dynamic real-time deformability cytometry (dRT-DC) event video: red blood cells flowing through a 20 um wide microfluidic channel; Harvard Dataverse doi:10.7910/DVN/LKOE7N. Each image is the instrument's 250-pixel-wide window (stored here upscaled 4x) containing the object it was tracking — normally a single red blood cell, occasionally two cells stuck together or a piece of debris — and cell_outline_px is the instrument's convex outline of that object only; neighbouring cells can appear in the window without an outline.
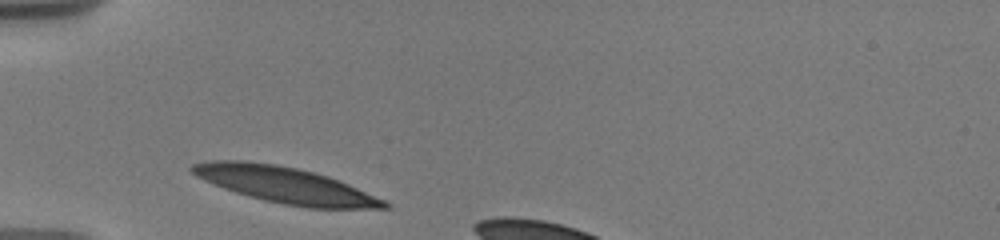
{"species": "human", "species_latin": "Homo sapiens", "temperature_condition": "warm", "stored_images_in_passage": 9, "camera_frame_rate_fps": 3000, "um_per_image_px": 0.085, "donor": {"sex": "male"}, "frame": {"image": 1, "passage_image": 1, "time_ms": 0.0, "image_size_px": [1000, 240], "cell_outline_px": [[392, 204], [388, 208], [308, 208], [284, 204], [264, 200], [248, 196], [224, 188], [196, 176], [188, 168], [192, 164], [212, 160], [244, 160], [276, 164], [296, 168], [328, 176], [348, 184], [384, 200]], "centroid_in_image_um": [24.22, 15.72], "position_along_channel_um": 60.8, "area_um2": 40.0}}
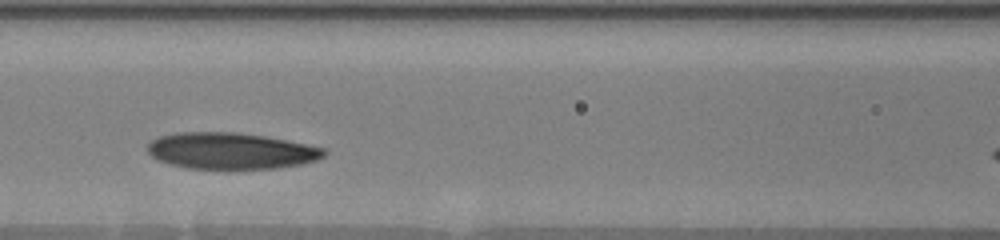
{"frame": {"image": 2, "passage_image": 6, "time_ms": 2.667, "image_size_px": [1000, 240], "cell_outline_px": [[328, 152], [324, 156], [316, 160], [304, 164], [276, 168], [188, 168], [172, 164], [160, 160], [152, 156], [148, 152], [148, 144], [152, 140], [160, 136], [176, 132], [236, 132], [264, 136], [328, 148]], "centroid_in_image_um": [19.68, 12.81], "position_along_channel_um": 146.9, "area_um2": 37.28}}
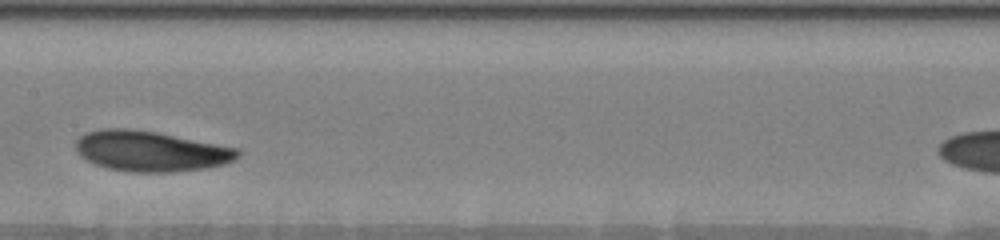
{"frame": {"image": 3, "passage_image": 8, "time_ms": 4.0, "image_size_px": [1000, 240], "cell_outline_px": [[240, 156], [224, 164], [204, 168], [172, 172], [128, 172], [108, 168], [92, 164], [80, 156], [76, 152], [76, 140], [84, 132], [100, 128], [128, 128], [156, 132], [240, 148]], "centroid_in_image_um": [12.76, 12.84], "position_along_channel_um": 194.6, "area_um2": 38.49}}